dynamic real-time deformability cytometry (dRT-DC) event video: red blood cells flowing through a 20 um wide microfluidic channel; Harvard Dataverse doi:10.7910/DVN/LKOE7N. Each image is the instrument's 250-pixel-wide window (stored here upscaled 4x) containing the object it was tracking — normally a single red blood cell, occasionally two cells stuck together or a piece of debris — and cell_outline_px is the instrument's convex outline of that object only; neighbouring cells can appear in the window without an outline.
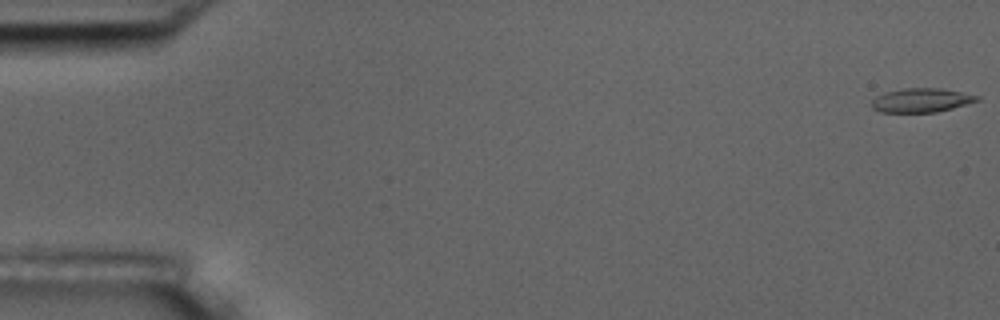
{"species": "common noctule bat (a hibernating species)", "species_latin": "Nyctalus noctula", "temperature_condition": "room temperature", "stored_images_in_passage": 6, "segment_of_instrument_passage": [1, 2], "camera_frame_rate_fps": 3000, "um_per_image_px": 0.085, "animal": {"sex": "male", "body_mass_g": 17.5, "forearm_length_mm": 52.3}, "frame": {"image": 1, "passage_image": 1, "time_ms": 0.0, "image_size_px": [1000, 320], "cell_outline_px": [[980, 100], [952, 108], [936, 112], [880, 112], [872, 108], [872, 100], [876, 96], [884, 92], [904, 88], [940, 88], [980, 96]], "centroid_in_image_um": [78.29, 8.52], "position_along_channel_um": 6.7, "area_um2": 14.68}}
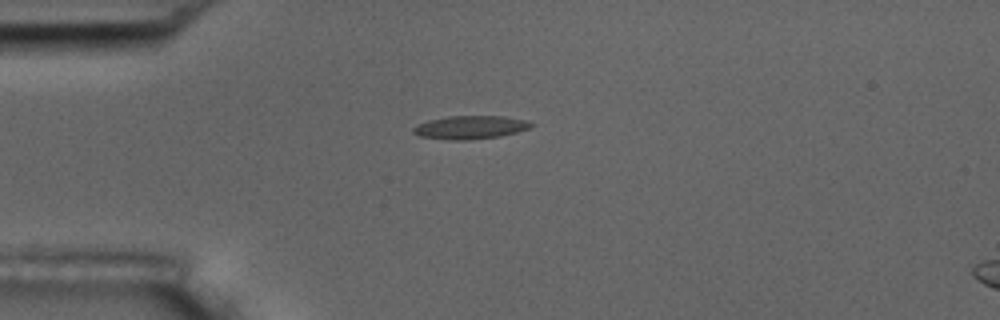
{"frame": {"image": 2, "passage_image": 5, "time_ms": 1.333, "image_size_px": [1000, 320], "cell_outline_px": [[536, 124], [528, 128], [516, 132], [500, 136], [468, 140], [448, 140], [420, 136], [412, 132], [412, 128], [428, 120], [448, 116], [504, 116], [524, 120]], "centroid_in_image_um": [39.96, 10.82], "position_along_channel_um": 45.0, "area_um2": 15.9}}